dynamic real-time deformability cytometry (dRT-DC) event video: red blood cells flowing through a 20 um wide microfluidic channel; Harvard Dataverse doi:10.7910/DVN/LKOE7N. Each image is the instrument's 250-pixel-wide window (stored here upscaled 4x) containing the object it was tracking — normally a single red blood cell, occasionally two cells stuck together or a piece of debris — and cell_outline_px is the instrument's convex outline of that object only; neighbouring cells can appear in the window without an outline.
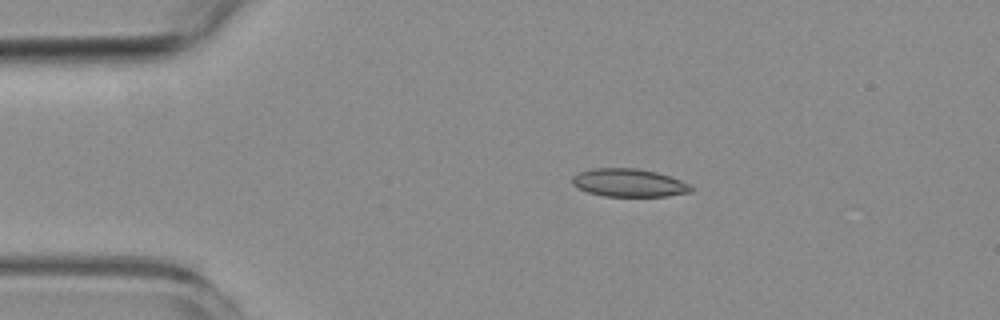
{"species": "common noctule bat (a hibernating species)", "species_latin": "Nyctalus noctula", "temperature_condition": "room temperature", "stored_images_in_passage": 5, "camera_frame_rate_fps": 3000, "um_per_image_px": 0.085, "animal": {"sex": "female", "body_mass_g": 19.3, "forearm_length_mm": 54.1}, "frame": {"image": 1, "passage_image": 2, "time_ms": 2.333, "image_size_px": [1000, 320], "cell_outline_px": [[692, 192], [668, 196], [604, 196], [588, 192], [572, 184], [572, 176], [580, 172], [592, 168], [636, 168], [656, 172], [692, 184]], "centroid_in_image_um": [53.48, 15.54], "position_along_channel_um": 31.5, "area_um2": 19.36}}
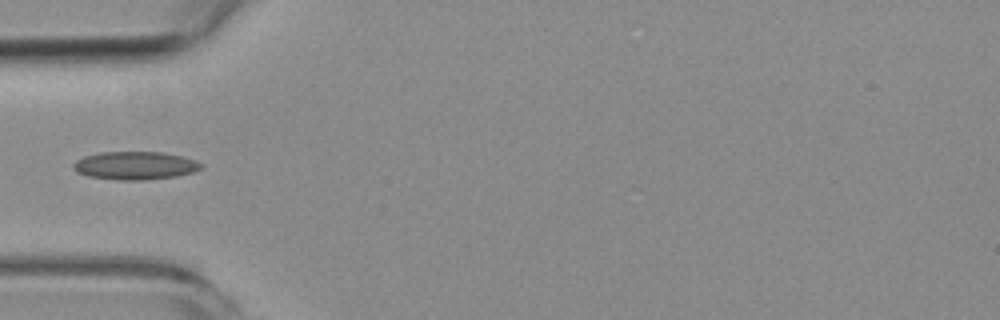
{"frame": {"image": 2, "passage_image": 4, "time_ms": 4.667, "image_size_px": [1000, 320], "cell_outline_px": [[204, 164], [200, 168], [192, 172], [176, 176], [144, 180], [116, 180], [88, 176], [76, 172], [72, 168], [72, 164], [76, 160], [84, 156], [100, 152], [160, 152], [180, 156]], "centroid_in_image_um": [11.41, 14.08], "position_along_channel_um": 73.6, "area_um2": 20.81}}
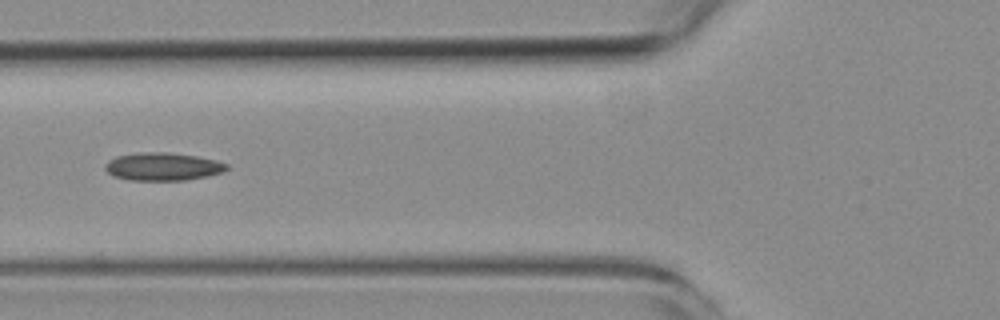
{"frame": {"image": 3, "passage_image": 5, "time_ms": 5.667, "image_size_px": [1000, 320], "cell_outline_px": [[228, 168], [224, 172], [208, 176], [184, 180], [128, 180], [112, 176], [104, 168], [104, 164], [108, 160], [116, 156], [136, 152], [168, 152], [196, 156], [216, 160], [228, 164]], "centroid_in_image_um": [13.81, 14.15], "position_along_channel_um": 112.0, "area_um2": 20.0}}